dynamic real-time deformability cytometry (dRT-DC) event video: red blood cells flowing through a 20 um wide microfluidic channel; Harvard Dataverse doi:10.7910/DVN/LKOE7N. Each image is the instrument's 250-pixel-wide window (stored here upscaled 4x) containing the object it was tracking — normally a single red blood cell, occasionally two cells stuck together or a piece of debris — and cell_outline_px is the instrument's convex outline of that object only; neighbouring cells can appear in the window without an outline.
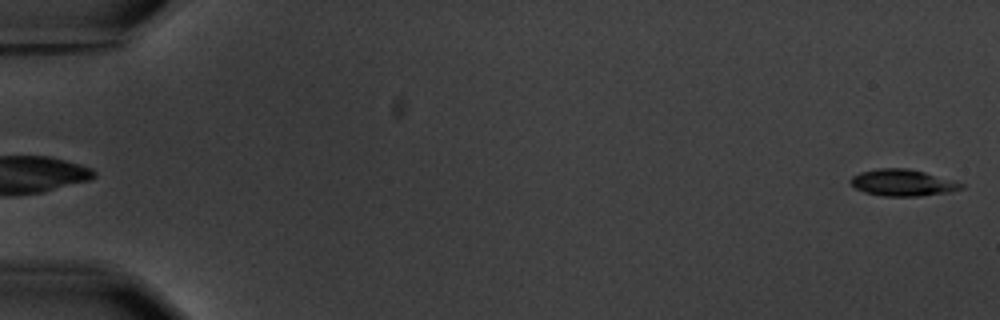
{"species": "common noctule bat (a hibernating species)", "species_latin": "Nyctalus noctula", "temperature_condition": "warm", "stored_images_in_passage": 7, "camera_frame_rate_fps": 3000, "um_per_image_px": 0.085, "animal": {"sex": "male", "body_mass_g": 20.1, "forearm_length_mm": 53.5}, "frame": {"image": 1, "passage_image": 7, "time_ms": 7.0, "image_size_px": [1000, 320], "cell_outline_px": [[964, 188], [952, 192], [920, 196], [880, 196], [864, 192], [856, 188], [848, 180], [852, 176], [860, 172], [880, 168], [908, 168], [924, 172], [964, 184]], "centroid_in_image_um": [76.71, 15.54], "position_along_channel_um": 8.3, "area_um2": 17.17}}